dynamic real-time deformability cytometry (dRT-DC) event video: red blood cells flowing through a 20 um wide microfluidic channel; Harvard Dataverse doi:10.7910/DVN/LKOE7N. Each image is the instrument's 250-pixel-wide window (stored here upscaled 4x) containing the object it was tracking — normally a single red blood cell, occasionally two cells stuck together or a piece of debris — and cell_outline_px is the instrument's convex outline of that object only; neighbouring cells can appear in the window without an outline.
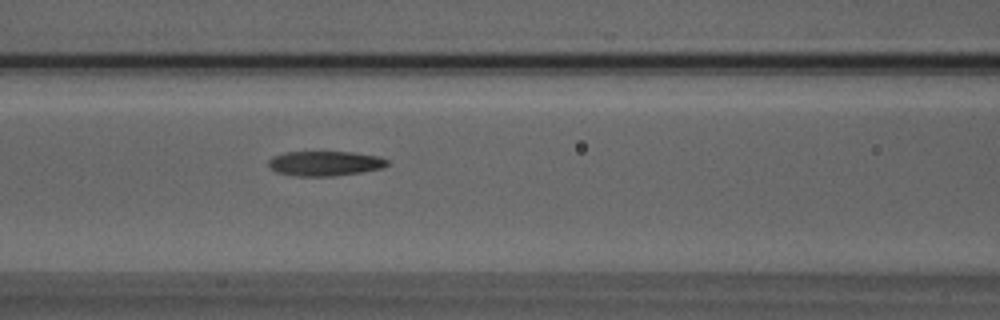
{"species": "Egyptian fruit bat (a non-hibernating species)", "species_latin": "Rousettus aegyptiacus", "temperature_condition": "room temperature", "stored_images_in_passage": 41, "camera_frame_rate_fps": 3000, "um_per_image_px": 0.085, "animal": {"sex": "male"}, "frame": {"image": 1, "passage_image": 11, "time_ms": 3.333, "image_size_px": [1000, 320], "cell_outline_px": [[388, 164], [380, 168], [360, 172], [332, 176], [296, 176], [276, 172], [268, 164], [268, 160], [272, 156], [284, 152], [352, 152], [380, 156], [388, 160]], "centroid_in_image_um": [27.59, 13.88], "position_along_channel_um": 139.0, "area_um2": 17.11}}
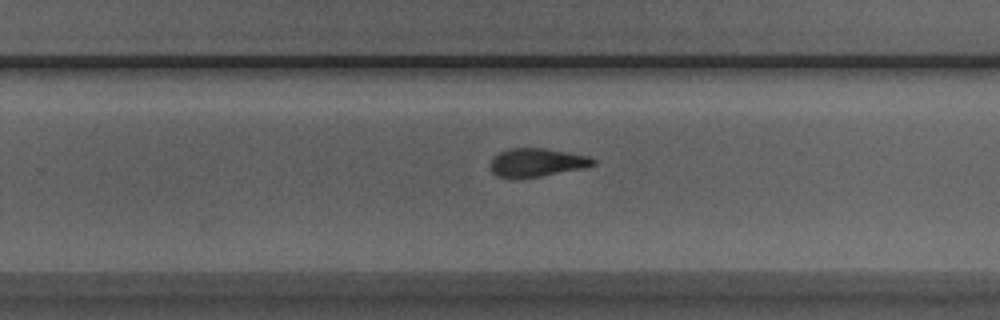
{"frame": {"image": 2, "passage_image": 22, "time_ms": 7.0, "image_size_px": [1000, 320], "cell_outline_px": [[596, 164], [584, 168], [540, 176], [516, 180], [512, 180], [496, 176], [492, 172], [492, 156], [508, 148], [544, 148], [588, 156], [596, 160]], "centroid_in_image_um": [45.59, 13.83], "position_along_channel_um": 284.2, "area_um2": 17.22}}
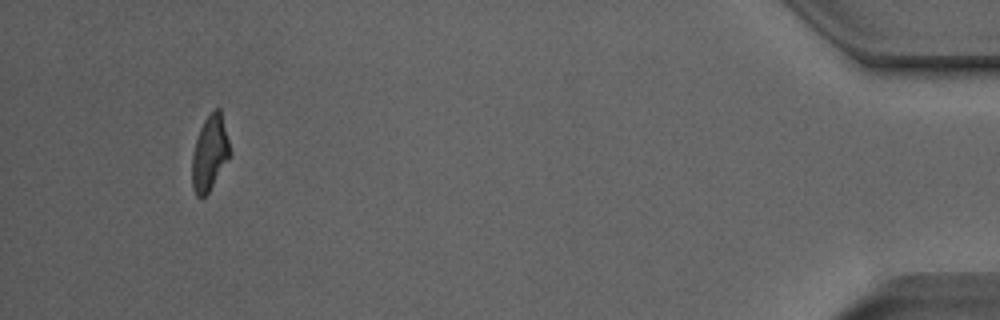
{"frame": {"image": 3, "passage_image": 38, "time_ms": 12.333, "image_size_px": [1000, 320], "cell_outline_px": [[232, 152], [208, 192], [200, 200], [196, 196], [192, 188], [192, 152], [200, 128], [204, 120], [216, 108], [220, 108]], "centroid_in_image_um": [17.82, 13.02], "position_along_channel_um": 417.4, "area_um2": 16.47}, "authors_computed_cell_mechanics": {"area_um2": 17.629, "velocity_mm_per_s": 3.9696, "shape_relaxation_time_tau1_ms": 7.2777, "shape_relaxation_time_tau2_ms": 4.0807, "deformation_change_tau1": 0.2213, "deformation_change_tau2": 0.1139}}